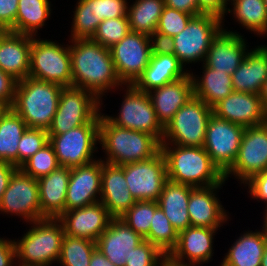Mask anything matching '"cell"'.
I'll list each match as a JSON object with an SVG mask.
<instances>
[{"label": "cell", "mask_w": 267, "mask_h": 266, "mask_svg": "<svg viewBox=\"0 0 267 266\" xmlns=\"http://www.w3.org/2000/svg\"><path fill=\"white\" fill-rule=\"evenodd\" d=\"M71 41L72 86L93 92L102 102L107 90L124 85L115 71L110 48L92 39Z\"/></svg>", "instance_id": "cell-1"}, {"label": "cell", "mask_w": 267, "mask_h": 266, "mask_svg": "<svg viewBox=\"0 0 267 266\" xmlns=\"http://www.w3.org/2000/svg\"><path fill=\"white\" fill-rule=\"evenodd\" d=\"M167 179L191 187L224 184V174L203 147L161 145Z\"/></svg>", "instance_id": "cell-2"}, {"label": "cell", "mask_w": 267, "mask_h": 266, "mask_svg": "<svg viewBox=\"0 0 267 266\" xmlns=\"http://www.w3.org/2000/svg\"><path fill=\"white\" fill-rule=\"evenodd\" d=\"M100 113L99 143L105 150L103 162L123 165L152 158L161 144L152 136L140 131L121 128Z\"/></svg>", "instance_id": "cell-3"}, {"label": "cell", "mask_w": 267, "mask_h": 266, "mask_svg": "<svg viewBox=\"0 0 267 266\" xmlns=\"http://www.w3.org/2000/svg\"><path fill=\"white\" fill-rule=\"evenodd\" d=\"M62 86L26 77L18 81L12 109L28 128L48 131L57 111Z\"/></svg>", "instance_id": "cell-4"}, {"label": "cell", "mask_w": 267, "mask_h": 266, "mask_svg": "<svg viewBox=\"0 0 267 266\" xmlns=\"http://www.w3.org/2000/svg\"><path fill=\"white\" fill-rule=\"evenodd\" d=\"M22 239L14 240L19 266H49L58 262L64 227L59 219L45 218L31 222Z\"/></svg>", "instance_id": "cell-5"}, {"label": "cell", "mask_w": 267, "mask_h": 266, "mask_svg": "<svg viewBox=\"0 0 267 266\" xmlns=\"http://www.w3.org/2000/svg\"><path fill=\"white\" fill-rule=\"evenodd\" d=\"M100 99L89 90L62 87L48 135L63 134L86 123H100Z\"/></svg>", "instance_id": "cell-6"}, {"label": "cell", "mask_w": 267, "mask_h": 266, "mask_svg": "<svg viewBox=\"0 0 267 266\" xmlns=\"http://www.w3.org/2000/svg\"><path fill=\"white\" fill-rule=\"evenodd\" d=\"M213 108L193 96L164 128L161 145L203 147Z\"/></svg>", "instance_id": "cell-7"}, {"label": "cell", "mask_w": 267, "mask_h": 266, "mask_svg": "<svg viewBox=\"0 0 267 266\" xmlns=\"http://www.w3.org/2000/svg\"><path fill=\"white\" fill-rule=\"evenodd\" d=\"M35 37L31 36L29 77L62 87L72 86L70 45L65 47Z\"/></svg>", "instance_id": "cell-8"}, {"label": "cell", "mask_w": 267, "mask_h": 266, "mask_svg": "<svg viewBox=\"0 0 267 266\" xmlns=\"http://www.w3.org/2000/svg\"><path fill=\"white\" fill-rule=\"evenodd\" d=\"M222 22L212 14L193 16L183 31L173 37L174 55L183 67L205 60L212 40L222 30Z\"/></svg>", "instance_id": "cell-9"}, {"label": "cell", "mask_w": 267, "mask_h": 266, "mask_svg": "<svg viewBox=\"0 0 267 266\" xmlns=\"http://www.w3.org/2000/svg\"><path fill=\"white\" fill-rule=\"evenodd\" d=\"M124 100L119 115L105 117L113 124L152 135L160 144L164 137V127L158 121L151 99L147 92L133 84H125Z\"/></svg>", "instance_id": "cell-10"}, {"label": "cell", "mask_w": 267, "mask_h": 266, "mask_svg": "<svg viewBox=\"0 0 267 266\" xmlns=\"http://www.w3.org/2000/svg\"><path fill=\"white\" fill-rule=\"evenodd\" d=\"M99 124L86 123L63 134L48 135L60 166L69 168L89 164L99 142Z\"/></svg>", "instance_id": "cell-11"}, {"label": "cell", "mask_w": 267, "mask_h": 266, "mask_svg": "<svg viewBox=\"0 0 267 266\" xmlns=\"http://www.w3.org/2000/svg\"><path fill=\"white\" fill-rule=\"evenodd\" d=\"M245 127L215 114L209 118L203 148L213 163L225 174L235 163Z\"/></svg>", "instance_id": "cell-12"}, {"label": "cell", "mask_w": 267, "mask_h": 266, "mask_svg": "<svg viewBox=\"0 0 267 266\" xmlns=\"http://www.w3.org/2000/svg\"><path fill=\"white\" fill-rule=\"evenodd\" d=\"M127 188L136 201H158L167 179L166 162L161 151L150 159L120 165Z\"/></svg>", "instance_id": "cell-13"}, {"label": "cell", "mask_w": 267, "mask_h": 266, "mask_svg": "<svg viewBox=\"0 0 267 266\" xmlns=\"http://www.w3.org/2000/svg\"><path fill=\"white\" fill-rule=\"evenodd\" d=\"M267 170V121L245 128L237 159L224 174L225 180L234 175L241 183Z\"/></svg>", "instance_id": "cell-14"}, {"label": "cell", "mask_w": 267, "mask_h": 266, "mask_svg": "<svg viewBox=\"0 0 267 266\" xmlns=\"http://www.w3.org/2000/svg\"><path fill=\"white\" fill-rule=\"evenodd\" d=\"M115 71L121 82L133 84L149 65V36L130 31L120 42L110 47Z\"/></svg>", "instance_id": "cell-15"}, {"label": "cell", "mask_w": 267, "mask_h": 266, "mask_svg": "<svg viewBox=\"0 0 267 266\" xmlns=\"http://www.w3.org/2000/svg\"><path fill=\"white\" fill-rule=\"evenodd\" d=\"M0 211L22 216L25 221L45 219L41 214L37 179L28 176L20 168L12 175L0 201Z\"/></svg>", "instance_id": "cell-16"}, {"label": "cell", "mask_w": 267, "mask_h": 266, "mask_svg": "<svg viewBox=\"0 0 267 266\" xmlns=\"http://www.w3.org/2000/svg\"><path fill=\"white\" fill-rule=\"evenodd\" d=\"M218 229L190 226L178 233L175 248L167 260L177 266H196L208 263L213 256V236ZM186 259L189 263L185 262Z\"/></svg>", "instance_id": "cell-17"}, {"label": "cell", "mask_w": 267, "mask_h": 266, "mask_svg": "<svg viewBox=\"0 0 267 266\" xmlns=\"http://www.w3.org/2000/svg\"><path fill=\"white\" fill-rule=\"evenodd\" d=\"M101 174V158L83 166L70 168L65 211L100 201L97 194H101Z\"/></svg>", "instance_id": "cell-18"}, {"label": "cell", "mask_w": 267, "mask_h": 266, "mask_svg": "<svg viewBox=\"0 0 267 266\" xmlns=\"http://www.w3.org/2000/svg\"><path fill=\"white\" fill-rule=\"evenodd\" d=\"M213 114L245 128L267 121L260 95L247 92L233 91L213 107Z\"/></svg>", "instance_id": "cell-19"}, {"label": "cell", "mask_w": 267, "mask_h": 266, "mask_svg": "<svg viewBox=\"0 0 267 266\" xmlns=\"http://www.w3.org/2000/svg\"><path fill=\"white\" fill-rule=\"evenodd\" d=\"M112 218L108 210L98 201L82 208L65 211L58 219L62 222L65 235L96 242L108 228Z\"/></svg>", "instance_id": "cell-20"}, {"label": "cell", "mask_w": 267, "mask_h": 266, "mask_svg": "<svg viewBox=\"0 0 267 266\" xmlns=\"http://www.w3.org/2000/svg\"><path fill=\"white\" fill-rule=\"evenodd\" d=\"M144 238L120 218H112L96 241L97 248L115 266H125L133 249Z\"/></svg>", "instance_id": "cell-21"}, {"label": "cell", "mask_w": 267, "mask_h": 266, "mask_svg": "<svg viewBox=\"0 0 267 266\" xmlns=\"http://www.w3.org/2000/svg\"><path fill=\"white\" fill-rule=\"evenodd\" d=\"M246 44L241 34L222 28L212 40L203 63L216 71L232 75L248 52Z\"/></svg>", "instance_id": "cell-22"}, {"label": "cell", "mask_w": 267, "mask_h": 266, "mask_svg": "<svg viewBox=\"0 0 267 266\" xmlns=\"http://www.w3.org/2000/svg\"><path fill=\"white\" fill-rule=\"evenodd\" d=\"M100 202L113 218L122 216L135 202L120 165L103 162Z\"/></svg>", "instance_id": "cell-23"}, {"label": "cell", "mask_w": 267, "mask_h": 266, "mask_svg": "<svg viewBox=\"0 0 267 266\" xmlns=\"http://www.w3.org/2000/svg\"><path fill=\"white\" fill-rule=\"evenodd\" d=\"M147 93L158 121L165 128L173 119L174 114L194 96L191 73L189 71L185 77L152 89Z\"/></svg>", "instance_id": "cell-24"}, {"label": "cell", "mask_w": 267, "mask_h": 266, "mask_svg": "<svg viewBox=\"0 0 267 266\" xmlns=\"http://www.w3.org/2000/svg\"><path fill=\"white\" fill-rule=\"evenodd\" d=\"M221 187L222 184H216L191 190L187 207L191 226L217 229L227 221L228 215L215 194Z\"/></svg>", "instance_id": "cell-25"}, {"label": "cell", "mask_w": 267, "mask_h": 266, "mask_svg": "<svg viewBox=\"0 0 267 266\" xmlns=\"http://www.w3.org/2000/svg\"><path fill=\"white\" fill-rule=\"evenodd\" d=\"M31 35L8 31L0 41V69L17 81L29 77Z\"/></svg>", "instance_id": "cell-26"}, {"label": "cell", "mask_w": 267, "mask_h": 266, "mask_svg": "<svg viewBox=\"0 0 267 266\" xmlns=\"http://www.w3.org/2000/svg\"><path fill=\"white\" fill-rule=\"evenodd\" d=\"M69 177L70 168L59 166L49 175L37 179L44 218L58 219L65 212Z\"/></svg>", "instance_id": "cell-27"}, {"label": "cell", "mask_w": 267, "mask_h": 266, "mask_svg": "<svg viewBox=\"0 0 267 266\" xmlns=\"http://www.w3.org/2000/svg\"><path fill=\"white\" fill-rule=\"evenodd\" d=\"M249 51L231 75L233 90L260 94L267 80V46H257Z\"/></svg>", "instance_id": "cell-28"}, {"label": "cell", "mask_w": 267, "mask_h": 266, "mask_svg": "<svg viewBox=\"0 0 267 266\" xmlns=\"http://www.w3.org/2000/svg\"><path fill=\"white\" fill-rule=\"evenodd\" d=\"M187 71L189 70L184 71L175 55H151L149 65L133 85L139 90L149 92L185 77L189 73Z\"/></svg>", "instance_id": "cell-29"}, {"label": "cell", "mask_w": 267, "mask_h": 266, "mask_svg": "<svg viewBox=\"0 0 267 266\" xmlns=\"http://www.w3.org/2000/svg\"><path fill=\"white\" fill-rule=\"evenodd\" d=\"M262 231H246L225 255L221 266H260L267 246V223L263 222Z\"/></svg>", "instance_id": "cell-30"}, {"label": "cell", "mask_w": 267, "mask_h": 266, "mask_svg": "<svg viewBox=\"0 0 267 266\" xmlns=\"http://www.w3.org/2000/svg\"><path fill=\"white\" fill-rule=\"evenodd\" d=\"M193 188L167 180L157 201L177 233L191 226L187 207Z\"/></svg>", "instance_id": "cell-31"}, {"label": "cell", "mask_w": 267, "mask_h": 266, "mask_svg": "<svg viewBox=\"0 0 267 266\" xmlns=\"http://www.w3.org/2000/svg\"><path fill=\"white\" fill-rule=\"evenodd\" d=\"M202 67L204 75L200 77L201 79L191 74L194 96L213 108L234 91L232 78L227 72L216 71L204 63Z\"/></svg>", "instance_id": "cell-32"}, {"label": "cell", "mask_w": 267, "mask_h": 266, "mask_svg": "<svg viewBox=\"0 0 267 266\" xmlns=\"http://www.w3.org/2000/svg\"><path fill=\"white\" fill-rule=\"evenodd\" d=\"M27 128L12 108H0V161L18 168V143Z\"/></svg>", "instance_id": "cell-33"}, {"label": "cell", "mask_w": 267, "mask_h": 266, "mask_svg": "<svg viewBox=\"0 0 267 266\" xmlns=\"http://www.w3.org/2000/svg\"><path fill=\"white\" fill-rule=\"evenodd\" d=\"M50 6L49 0H19L15 33L37 36L51 14Z\"/></svg>", "instance_id": "cell-34"}, {"label": "cell", "mask_w": 267, "mask_h": 266, "mask_svg": "<svg viewBox=\"0 0 267 266\" xmlns=\"http://www.w3.org/2000/svg\"><path fill=\"white\" fill-rule=\"evenodd\" d=\"M132 4L127 12L130 30L148 36L154 33L165 6L164 0H136Z\"/></svg>", "instance_id": "cell-35"}, {"label": "cell", "mask_w": 267, "mask_h": 266, "mask_svg": "<svg viewBox=\"0 0 267 266\" xmlns=\"http://www.w3.org/2000/svg\"><path fill=\"white\" fill-rule=\"evenodd\" d=\"M234 18L239 21L246 30L253 31L257 35H267V10L264 0H231ZM230 2V0H228Z\"/></svg>", "instance_id": "cell-36"}, {"label": "cell", "mask_w": 267, "mask_h": 266, "mask_svg": "<svg viewBox=\"0 0 267 266\" xmlns=\"http://www.w3.org/2000/svg\"><path fill=\"white\" fill-rule=\"evenodd\" d=\"M96 248L94 241L64 234L58 263L62 266H89Z\"/></svg>", "instance_id": "cell-37"}, {"label": "cell", "mask_w": 267, "mask_h": 266, "mask_svg": "<svg viewBox=\"0 0 267 266\" xmlns=\"http://www.w3.org/2000/svg\"><path fill=\"white\" fill-rule=\"evenodd\" d=\"M145 240L156 246L166 256L170 254L177 244L178 233L164 215L160 206L154 212L149 234Z\"/></svg>", "instance_id": "cell-38"}, {"label": "cell", "mask_w": 267, "mask_h": 266, "mask_svg": "<svg viewBox=\"0 0 267 266\" xmlns=\"http://www.w3.org/2000/svg\"><path fill=\"white\" fill-rule=\"evenodd\" d=\"M158 206L157 201H136L119 218L145 239L149 234L151 221Z\"/></svg>", "instance_id": "cell-39"}, {"label": "cell", "mask_w": 267, "mask_h": 266, "mask_svg": "<svg viewBox=\"0 0 267 266\" xmlns=\"http://www.w3.org/2000/svg\"><path fill=\"white\" fill-rule=\"evenodd\" d=\"M57 156L52 145L48 142L33 156H31L20 169L30 177L39 179L49 175L59 167Z\"/></svg>", "instance_id": "cell-40"}, {"label": "cell", "mask_w": 267, "mask_h": 266, "mask_svg": "<svg viewBox=\"0 0 267 266\" xmlns=\"http://www.w3.org/2000/svg\"><path fill=\"white\" fill-rule=\"evenodd\" d=\"M72 21V39H92L96 33L93 0H78Z\"/></svg>", "instance_id": "cell-41"}, {"label": "cell", "mask_w": 267, "mask_h": 266, "mask_svg": "<svg viewBox=\"0 0 267 266\" xmlns=\"http://www.w3.org/2000/svg\"><path fill=\"white\" fill-rule=\"evenodd\" d=\"M130 31L127 16L109 18L101 21L92 40L104 47L110 48L115 43L120 42Z\"/></svg>", "instance_id": "cell-42"}, {"label": "cell", "mask_w": 267, "mask_h": 266, "mask_svg": "<svg viewBox=\"0 0 267 266\" xmlns=\"http://www.w3.org/2000/svg\"><path fill=\"white\" fill-rule=\"evenodd\" d=\"M48 142L47 131L27 128L18 143V168Z\"/></svg>", "instance_id": "cell-43"}, {"label": "cell", "mask_w": 267, "mask_h": 266, "mask_svg": "<svg viewBox=\"0 0 267 266\" xmlns=\"http://www.w3.org/2000/svg\"><path fill=\"white\" fill-rule=\"evenodd\" d=\"M166 259L165 254L144 239L133 249L125 266H160Z\"/></svg>", "instance_id": "cell-44"}, {"label": "cell", "mask_w": 267, "mask_h": 266, "mask_svg": "<svg viewBox=\"0 0 267 266\" xmlns=\"http://www.w3.org/2000/svg\"><path fill=\"white\" fill-rule=\"evenodd\" d=\"M192 17L186 12L164 6L156 31L174 37L183 31Z\"/></svg>", "instance_id": "cell-45"}, {"label": "cell", "mask_w": 267, "mask_h": 266, "mask_svg": "<svg viewBox=\"0 0 267 266\" xmlns=\"http://www.w3.org/2000/svg\"><path fill=\"white\" fill-rule=\"evenodd\" d=\"M93 12L97 30L105 19L127 16V0H93Z\"/></svg>", "instance_id": "cell-46"}, {"label": "cell", "mask_w": 267, "mask_h": 266, "mask_svg": "<svg viewBox=\"0 0 267 266\" xmlns=\"http://www.w3.org/2000/svg\"><path fill=\"white\" fill-rule=\"evenodd\" d=\"M18 81L0 69V108H11Z\"/></svg>", "instance_id": "cell-47"}, {"label": "cell", "mask_w": 267, "mask_h": 266, "mask_svg": "<svg viewBox=\"0 0 267 266\" xmlns=\"http://www.w3.org/2000/svg\"><path fill=\"white\" fill-rule=\"evenodd\" d=\"M151 55H174V39L172 36L155 31L149 35Z\"/></svg>", "instance_id": "cell-48"}, {"label": "cell", "mask_w": 267, "mask_h": 266, "mask_svg": "<svg viewBox=\"0 0 267 266\" xmlns=\"http://www.w3.org/2000/svg\"><path fill=\"white\" fill-rule=\"evenodd\" d=\"M244 184L250 189L248 193L253 199H259L267 204V170L252 176Z\"/></svg>", "instance_id": "cell-49"}, {"label": "cell", "mask_w": 267, "mask_h": 266, "mask_svg": "<svg viewBox=\"0 0 267 266\" xmlns=\"http://www.w3.org/2000/svg\"><path fill=\"white\" fill-rule=\"evenodd\" d=\"M19 0H0V24L15 32V20Z\"/></svg>", "instance_id": "cell-50"}, {"label": "cell", "mask_w": 267, "mask_h": 266, "mask_svg": "<svg viewBox=\"0 0 267 266\" xmlns=\"http://www.w3.org/2000/svg\"><path fill=\"white\" fill-rule=\"evenodd\" d=\"M197 3L202 14H212L224 20L228 0H197Z\"/></svg>", "instance_id": "cell-51"}, {"label": "cell", "mask_w": 267, "mask_h": 266, "mask_svg": "<svg viewBox=\"0 0 267 266\" xmlns=\"http://www.w3.org/2000/svg\"><path fill=\"white\" fill-rule=\"evenodd\" d=\"M16 259L14 240L0 238V266H12Z\"/></svg>", "instance_id": "cell-52"}, {"label": "cell", "mask_w": 267, "mask_h": 266, "mask_svg": "<svg viewBox=\"0 0 267 266\" xmlns=\"http://www.w3.org/2000/svg\"><path fill=\"white\" fill-rule=\"evenodd\" d=\"M165 6L197 16L199 11L197 0H164Z\"/></svg>", "instance_id": "cell-53"}, {"label": "cell", "mask_w": 267, "mask_h": 266, "mask_svg": "<svg viewBox=\"0 0 267 266\" xmlns=\"http://www.w3.org/2000/svg\"><path fill=\"white\" fill-rule=\"evenodd\" d=\"M17 169L18 168L11 163L0 161V201L2 199L4 192L8 187L9 181L13 173Z\"/></svg>", "instance_id": "cell-54"}, {"label": "cell", "mask_w": 267, "mask_h": 266, "mask_svg": "<svg viewBox=\"0 0 267 266\" xmlns=\"http://www.w3.org/2000/svg\"><path fill=\"white\" fill-rule=\"evenodd\" d=\"M89 266H115L96 248L92 253Z\"/></svg>", "instance_id": "cell-55"}, {"label": "cell", "mask_w": 267, "mask_h": 266, "mask_svg": "<svg viewBox=\"0 0 267 266\" xmlns=\"http://www.w3.org/2000/svg\"><path fill=\"white\" fill-rule=\"evenodd\" d=\"M259 95H260L261 102L263 104L264 110L267 113V80L263 84L262 90H261Z\"/></svg>", "instance_id": "cell-56"}, {"label": "cell", "mask_w": 267, "mask_h": 266, "mask_svg": "<svg viewBox=\"0 0 267 266\" xmlns=\"http://www.w3.org/2000/svg\"><path fill=\"white\" fill-rule=\"evenodd\" d=\"M260 266H267V246H266L265 251L263 253V257H262Z\"/></svg>", "instance_id": "cell-57"}, {"label": "cell", "mask_w": 267, "mask_h": 266, "mask_svg": "<svg viewBox=\"0 0 267 266\" xmlns=\"http://www.w3.org/2000/svg\"><path fill=\"white\" fill-rule=\"evenodd\" d=\"M9 30L7 28H0V41Z\"/></svg>", "instance_id": "cell-58"}, {"label": "cell", "mask_w": 267, "mask_h": 266, "mask_svg": "<svg viewBox=\"0 0 267 266\" xmlns=\"http://www.w3.org/2000/svg\"><path fill=\"white\" fill-rule=\"evenodd\" d=\"M160 266H177L172 263H170L167 259L160 265Z\"/></svg>", "instance_id": "cell-59"}, {"label": "cell", "mask_w": 267, "mask_h": 266, "mask_svg": "<svg viewBox=\"0 0 267 266\" xmlns=\"http://www.w3.org/2000/svg\"><path fill=\"white\" fill-rule=\"evenodd\" d=\"M265 212H266V213H264V214H265V216H264V222L267 223V209H265Z\"/></svg>", "instance_id": "cell-60"}, {"label": "cell", "mask_w": 267, "mask_h": 266, "mask_svg": "<svg viewBox=\"0 0 267 266\" xmlns=\"http://www.w3.org/2000/svg\"><path fill=\"white\" fill-rule=\"evenodd\" d=\"M265 6H266V10H267V0H264Z\"/></svg>", "instance_id": "cell-61"}]
</instances>
